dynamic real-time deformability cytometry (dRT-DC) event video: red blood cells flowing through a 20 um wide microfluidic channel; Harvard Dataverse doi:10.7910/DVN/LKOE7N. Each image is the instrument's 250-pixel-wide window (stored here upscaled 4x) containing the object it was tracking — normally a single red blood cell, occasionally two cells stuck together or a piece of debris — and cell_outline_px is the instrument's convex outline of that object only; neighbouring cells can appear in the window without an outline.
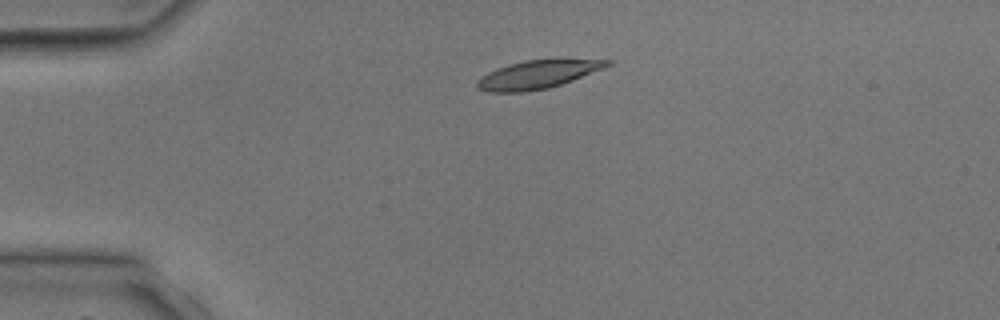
{"species": "common noctule bat (a hibernating species)", "species_latin": "Nyctalus noctula", "temperature_condition": "room temperature", "stored_images_in_passage": 3, "camera_frame_rate_fps": 3000, "um_per_image_px": 0.085, "animal": {"sex": "male", "body_mass_g": 17.9, "forearm_length_mm": 54.2}, "frame": {"image": 1, "passage_image": 2, "time_ms": 1.0, "image_size_px": [1000, 320], "cell_outline_px": [[612, 64], [604, 68], [572, 80], [548, 88], [524, 92], [488, 92], [476, 88], [476, 80], [480, 76], [496, 68], [508, 64], [524, 60], [556, 56], [612, 60]], "centroid_in_image_um": [45.74, 6.27], "position_along_channel_um": 39.3, "area_um2": 22.48}}
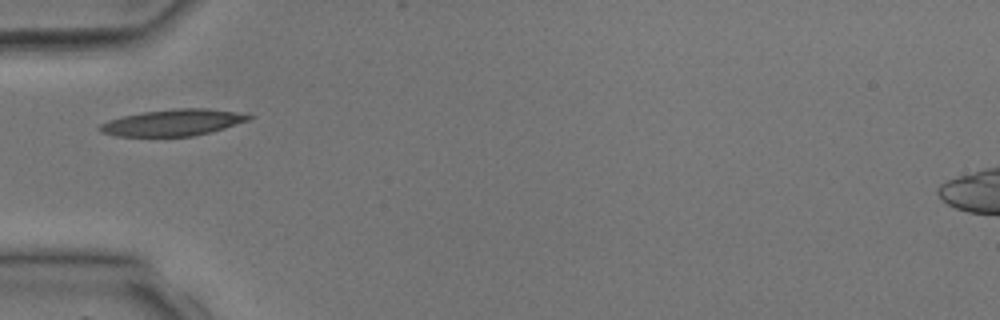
{"frame": {"image": 2, "passage_image": 3, "time_ms": 2.333, "image_size_px": [1000, 320], "cell_outline_px": [[256, 116], [248, 120], [212, 132], [192, 136], [116, 136], [100, 132], [96, 128], [100, 124], [108, 120], [124, 116], [144, 112], [176, 108], [208, 108]], "centroid_in_image_um": [14.66, 10.42], "position_along_channel_um": 70.3, "area_um2": 22.83}}